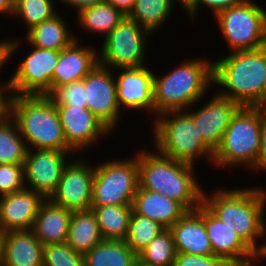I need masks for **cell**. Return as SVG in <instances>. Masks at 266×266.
Listing matches in <instances>:
<instances>
[{
	"mask_svg": "<svg viewBox=\"0 0 266 266\" xmlns=\"http://www.w3.org/2000/svg\"><path fill=\"white\" fill-rule=\"evenodd\" d=\"M155 118L153 142L159 153L193 166L195 158L203 155L213 161V151L202 141L185 110L163 112Z\"/></svg>",
	"mask_w": 266,
	"mask_h": 266,
	"instance_id": "obj_7",
	"label": "cell"
},
{
	"mask_svg": "<svg viewBox=\"0 0 266 266\" xmlns=\"http://www.w3.org/2000/svg\"><path fill=\"white\" fill-rule=\"evenodd\" d=\"M94 170L84 159L69 161L50 200L72 212L91 209Z\"/></svg>",
	"mask_w": 266,
	"mask_h": 266,
	"instance_id": "obj_14",
	"label": "cell"
},
{
	"mask_svg": "<svg viewBox=\"0 0 266 266\" xmlns=\"http://www.w3.org/2000/svg\"><path fill=\"white\" fill-rule=\"evenodd\" d=\"M133 266H153L140 260L138 257L135 259Z\"/></svg>",
	"mask_w": 266,
	"mask_h": 266,
	"instance_id": "obj_48",
	"label": "cell"
},
{
	"mask_svg": "<svg viewBox=\"0 0 266 266\" xmlns=\"http://www.w3.org/2000/svg\"><path fill=\"white\" fill-rule=\"evenodd\" d=\"M221 35L232 52L266 46V11L251 0L215 15Z\"/></svg>",
	"mask_w": 266,
	"mask_h": 266,
	"instance_id": "obj_8",
	"label": "cell"
},
{
	"mask_svg": "<svg viewBox=\"0 0 266 266\" xmlns=\"http://www.w3.org/2000/svg\"><path fill=\"white\" fill-rule=\"evenodd\" d=\"M5 237L6 232L0 228V266H2L3 262Z\"/></svg>",
	"mask_w": 266,
	"mask_h": 266,
	"instance_id": "obj_46",
	"label": "cell"
},
{
	"mask_svg": "<svg viewBox=\"0 0 266 266\" xmlns=\"http://www.w3.org/2000/svg\"><path fill=\"white\" fill-rule=\"evenodd\" d=\"M43 266H84V257L67 243L48 244L43 246Z\"/></svg>",
	"mask_w": 266,
	"mask_h": 266,
	"instance_id": "obj_35",
	"label": "cell"
},
{
	"mask_svg": "<svg viewBox=\"0 0 266 266\" xmlns=\"http://www.w3.org/2000/svg\"><path fill=\"white\" fill-rule=\"evenodd\" d=\"M176 253L213 255L204 223V204L194 211H187L170 228Z\"/></svg>",
	"mask_w": 266,
	"mask_h": 266,
	"instance_id": "obj_20",
	"label": "cell"
},
{
	"mask_svg": "<svg viewBox=\"0 0 266 266\" xmlns=\"http://www.w3.org/2000/svg\"><path fill=\"white\" fill-rule=\"evenodd\" d=\"M32 150L28 149L24 161V179L27 180L25 187L40 194L44 199H50L57 190L64 168L68 165L65 158H68L72 151Z\"/></svg>",
	"mask_w": 266,
	"mask_h": 266,
	"instance_id": "obj_12",
	"label": "cell"
},
{
	"mask_svg": "<svg viewBox=\"0 0 266 266\" xmlns=\"http://www.w3.org/2000/svg\"><path fill=\"white\" fill-rule=\"evenodd\" d=\"M177 2L182 4L181 6H183V8L185 9V11L187 12L192 5L195 3L196 0H172V2Z\"/></svg>",
	"mask_w": 266,
	"mask_h": 266,
	"instance_id": "obj_47",
	"label": "cell"
},
{
	"mask_svg": "<svg viewBox=\"0 0 266 266\" xmlns=\"http://www.w3.org/2000/svg\"><path fill=\"white\" fill-rule=\"evenodd\" d=\"M164 229L158 222L132 211L124 241L138 255Z\"/></svg>",
	"mask_w": 266,
	"mask_h": 266,
	"instance_id": "obj_33",
	"label": "cell"
},
{
	"mask_svg": "<svg viewBox=\"0 0 266 266\" xmlns=\"http://www.w3.org/2000/svg\"><path fill=\"white\" fill-rule=\"evenodd\" d=\"M67 146L74 152L93 146L111 131L88 108L56 105Z\"/></svg>",
	"mask_w": 266,
	"mask_h": 266,
	"instance_id": "obj_17",
	"label": "cell"
},
{
	"mask_svg": "<svg viewBox=\"0 0 266 266\" xmlns=\"http://www.w3.org/2000/svg\"><path fill=\"white\" fill-rule=\"evenodd\" d=\"M103 240H125L132 205L91 206Z\"/></svg>",
	"mask_w": 266,
	"mask_h": 266,
	"instance_id": "obj_28",
	"label": "cell"
},
{
	"mask_svg": "<svg viewBox=\"0 0 266 266\" xmlns=\"http://www.w3.org/2000/svg\"><path fill=\"white\" fill-rule=\"evenodd\" d=\"M24 188V164H0V197Z\"/></svg>",
	"mask_w": 266,
	"mask_h": 266,
	"instance_id": "obj_37",
	"label": "cell"
},
{
	"mask_svg": "<svg viewBox=\"0 0 266 266\" xmlns=\"http://www.w3.org/2000/svg\"><path fill=\"white\" fill-rule=\"evenodd\" d=\"M49 97L55 105L87 108L86 89L83 79L57 87Z\"/></svg>",
	"mask_w": 266,
	"mask_h": 266,
	"instance_id": "obj_36",
	"label": "cell"
},
{
	"mask_svg": "<svg viewBox=\"0 0 266 266\" xmlns=\"http://www.w3.org/2000/svg\"><path fill=\"white\" fill-rule=\"evenodd\" d=\"M32 47V52L10 78L9 95L49 96L52 93V78L61 50Z\"/></svg>",
	"mask_w": 266,
	"mask_h": 266,
	"instance_id": "obj_11",
	"label": "cell"
},
{
	"mask_svg": "<svg viewBox=\"0 0 266 266\" xmlns=\"http://www.w3.org/2000/svg\"><path fill=\"white\" fill-rule=\"evenodd\" d=\"M263 118L260 107L241 106L213 152L212 163L220 167L244 165L254 170L259 156Z\"/></svg>",
	"mask_w": 266,
	"mask_h": 266,
	"instance_id": "obj_6",
	"label": "cell"
},
{
	"mask_svg": "<svg viewBox=\"0 0 266 266\" xmlns=\"http://www.w3.org/2000/svg\"><path fill=\"white\" fill-rule=\"evenodd\" d=\"M103 238L92 209L72 213L66 243L77 253L85 254Z\"/></svg>",
	"mask_w": 266,
	"mask_h": 266,
	"instance_id": "obj_25",
	"label": "cell"
},
{
	"mask_svg": "<svg viewBox=\"0 0 266 266\" xmlns=\"http://www.w3.org/2000/svg\"><path fill=\"white\" fill-rule=\"evenodd\" d=\"M259 107L263 112L264 118L266 119V99L262 102V104Z\"/></svg>",
	"mask_w": 266,
	"mask_h": 266,
	"instance_id": "obj_49",
	"label": "cell"
},
{
	"mask_svg": "<svg viewBox=\"0 0 266 266\" xmlns=\"http://www.w3.org/2000/svg\"><path fill=\"white\" fill-rule=\"evenodd\" d=\"M7 113L0 119V164H24L29 146Z\"/></svg>",
	"mask_w": 266,
	"mask_h": 266,
	"instance_id": "obj_30",
	"label": "cell"
},
{
	"mask_svg": "<svg viewBox=\"0 0 266 266\" xmlns=\"http://www.w3.org/2000/svg\"><path fill=\"white\" fill-rule=\"evenodd\" d=\"M45 199L24 188L0 197V228L5 232L31 230L39 207Z\"/></svg>",
	"mask_w": 266,
	"mask_h": 266,
	"instance_id": "obj_19",
	"label": "cell"
},
{
	"mask_svg": "<svg viewBox=\"0 0 266 266\" xmlns=\"http://www.w3.org/2000/svg\"><path fill=\"white\" fill-rule=\"evenodd\" d=\"M148 34L151 35L126 15L105 37L98 52V64L112 70L146 66L143 61Z\"/></svg>",
	"mask_w": 266,
	"mask_h": 266,
	"instance_id": "obj_10",
	"label": "cell"
},
{
	"mask_svg": "<svg viewBox=\"0 0 266 266\" xmlns=\"http://www.w3.org/2000/svg\"><path fill=\"white\" fill-rule=\"evenodd\" d=\"M61 3L67 4V6L76 7L79 12L81 9L85 7L95 6L97 4L104 3L105 0H60Z\"/></svg>",
	"mask_w": 266,
	"mask_h": 266,
	"instance_id": "obj_43",
	"label": "cell"
},
{
	"mask_svg": "<svg viewBox=\"0 0 266 266\" xmlns=\"http://www.w3.org/2000/svg\"><path fill=\"white\" fill-rule=\"evenodd\" d=\"M243 1L244 0H196L186 13L190 15L191 20H194L196 12L201 5L208 7L216 15L227 8L235 7L241 4Z\"/></svg>",
	"mask_w": 266,
	"mask_h": 266,
	"instance_id": "obj_39",
	"label": "cell"
},
{
	"mask_svg": "<svg viewBox=\"0 0 266 266\" xmlns=\"http://www.w3.org/2000/svg\"><path fill=\"white\" fill-rule=\"evenodd\" d=\"M72 211L45 199L38 210L32 231L43 245L66 243Z\"/></svg>",
	"mask_w": 266,
	"mask_h": 266,
	"instance_id": "obj_22",
	"label": "cell"
},
{
	"mask_svg": "<svg viewBox=\"0 0 266 266\" xmlns=\"http://www.w3.org/2000/svg\"><path fill=\"white\" fill-rule=\"evenodd\" d=\"M8 114L26 145L33 149L72 151L63 133L53 100L46 95H8Z\"/></svg>",
	"mask_w": 266,
	"mask_h": 266,
	"instance_id": "obj_4",
	"label": "cell"
},
{
	"mask_svg": "<svg viewBox=\"0 0 266 266\" xmlns=\"http://www.w3.org/2000/svg\"><path fill=\"white\" fill-rule=\"evenodd\" d=\"M2 266H43V245L32 230L6 232Z\"/></svg>",
	"mask_w": 266,
	"mask_h": 266,
	"instance_id": "obj_24",
	"label": "cell"
},
{
	"mask_svg": "<svg viewBox=\"0 0 266 266\" xmlns=\"http://www.w3.org/2000/svg\"><path fill=\"white\" fill-rule=\"evenodd\" d=\"M264 169L266 170V119L262 120L260 149L257 163L254 166V170Z\"/></svg>",
	"mask_w": 266,
	"mask_h": 266,
	"instance_id": "obj_41",
	"label": "cell"
},
{
	"mask_svg": "<svg viewBox=\"0 0 266 266\" xmlns=\"http://www.w3.org/2000/svg\"><path fill=\"white\" fill-rule=\"evenodd\" d=\"M53 0H14V16L20 17L27 30L57 15Z\"/></svg>",
	"mask_w": 266,
	"mask_h": 266,
	"instance_id": "obj_34",
	"label": "cell"
},
{
	"mask_svg": "<svg viewBox=\"0 0 266 266\" xmlns=\"http://www.w3.org/2000/svg\"><path fill=\"white\" fill-rule=\"evenodd\" d=\"M213 85L212 62L193 59L176 66L165 76L154 74V113L189 109Z\"/></svg>",
	"mask_w": 266,
	"mask_h": 266,
	"instance_id": "obj_5",
	"label": "cell"
},
{
	"mask_svg": "<svg viewBox=\"0 0 266 266\" xmlns=\"http://www.w3.org/2000/svg\"><path fill=\"white\" fill-rule=\"evenodd\" d=\"M115 80L119 106L154 113V72L146 66L119 68Z\"/></svg>",
	"mask_w": 266,
	"mask_h": 266,
	"instance_id": "obj_18",
	"label": "cell"
},
{
	"mask_svg": "<svg viewBox=\"0 0 266 266\" xmlns=\"http://www.w3.org/2000/svg\"><path fill=\"white\" fill-rule=\"evenodd\" d=\"M132 208L136 214L146 216L164 228H170L187 212L176 200L140 187L134 196Z\"/></svg>",
	"mask_w": 266,
	"mask_h": 266,
	"instance_id": "obj_23",
	"label": "cell"
},
{
	"mask_svg": "<svg viewBox=\"0 0 266 266\" xmlns=\"http://www.w3.org/2000/svg\"><path fill=\"white\" fill-rule=\"evenodd\" d=\"M174 266H232L226 259L216 255H190L176 253Z\"/></svg>",
	"mask_w": 266,
	"mask_h": 266,
	"instance_id": "obj_38",
	"label": "cell"
},
{
	"mask_svg": "<svg viewBox=\"0 0 266 266\" xmlns=\"http://www.w3.org/2000/svg\"><path fill=\"white\" fill-rule=\"evenodd\" d=\"M105 2L121 10L125 15H128L133 9L136 0H105Z\"/></svg>",
	"mask_w": 266,
	"mask_h": 266,
	"instance_id": "obj_44",
	"label": "cell"
},
{
	"mask_svg": "<svg viewBox=\"0 0 266 266\" xmlns=\"http://www.w3.org/2000/svg\"><path fill=\"white\" fill-rule=\"evenodd\" d=\"M11 80L0 85V119L8 113V98L6 93L9 92ZM5 93V94H4Z\"/></svg>",
	"mask_w": 266,
	"mask_h": 266,
	"instance_id": "obj_42",
	"label": "cell"
},
{
	"mask_svg": "<svg viewBox=\"0 0 266 266\" xmlns=\"http://www.w3.org/2000/svg\"><path fill=\"white\" fill-rule=\"evenodd\" d=\"M114 74L110 68L97 64L84 78L87 108L112 131L118 124L120 106Z\"/></svg>",
	"mask_w": 266,
	"mask_h": 266,
	"instance_id": "obj_13",
	"label": "cell"
},
{
	"mask_svg": "<svg viewBox=\"0 0 266 266\" xmlns=\"http://www.w3.org/2000/svg\"><path fill=\"white\" fill-rule=\"evenodd\" d=\"M139 187L137 156L95 166L91 206L132 205Z\"/></svg>",
	"mask_w": 266,
	"mask_h": 266,
	"instance_id": "obj_9",
	"label": "cell"
},
{
	"mask_svg": "<svg viewBox=\"0 0 266 266\" xmlns=\"http://www.w3.org/2000/svg\"><path fill=\"white\" fill-rule=\"evenodd\" d=\"M83 257L84 266H133L137 254L124 240H102Z\"/></svg>",
	"mask_w": 266,
	"mask_h": 266,
	"instance_id": "obj_27",
	"label": "cell"
},
{
	"mask_svg": "<svg viewBox=\"0 0 266 266\" xmlns=\"http://www.w3.org/2000/svg\"><path fill=\"white\" fill-rule=\"evenodd\" d=\"M68 28L63 18L57 14L29 29L25 36L26 42L42 49L63 50L76 39Z\"/></svg>",
	"mask_w": 266,
	"mask_h": 266,
	"instance_id": "obj_26",
	"label": "cell"
},
{
	"mask_svg": "<svg viewBox=\"0 0 266 266\" xmlns=\"http://www.w3.org/2000/svg\"><path fill=\"white\" fill-rule=\"evenodd\" d=\"M172 7V0H136L133 9L127 16L153 34L167 21Z\"/></svg>",
	"mask_w": 266,
	"mask_h": 266,
	"instance_id": "obj_31",
	"label": "cell"
},
{
	"mask_svg": "<svg viewBox=\"0 0 266 266\" xmlns=\"http://www.w3.org/2000/svg\"><path fill=\"white\" fill-rule=\"evenodd\" d=\"M14 12V0H0V13L13 15Z\"/></svg>",
	"mask_w": 266,
	"mask_h": 266,
	"instance_id": "obj_45",
	"label": "cell"
},
{
	"mask_svg": "<svg viewBox=\"0 0 266 266\" xmlns=\"http://www.w3.org/2000/svg\"><path fill=\"white\" fill-rule=\"evenodd\" d=\"M213 83L222 86L219 95L240 106L259 107L266 99V46L235 51L212 62Z\"/></svg>",
	"mask_w": 266,
	"mask_h": 266,
	"instance_id": "obj_2",
	"label": "cell"
},
{
	"mask_svg": "<svg viewBox=\"0 0 266 266\" xmlns=\"http://www.w3.org/2000/svg\"><path fill=\"white\" fill-rule=\"evenodd\" d=\"M20 41L18 40H2L0 41V69L15 55V50L18 49ZM4 64V65H3Z\"/></svg>",
	"mask_w": 266,
	"mask_h": 266,
	"instance_id": "obj_40",
	"label": "cell"
},
{
	"mask_svg": "<svg viewBox=\"0 0 266 266\" xmlns=\"http://www.w3.org/2000/svg\"><path fill=\"white\" fill-rule=\"evenodd\" d=\"M139 187L163 194L179 202L187 211L202 203L203 189L195 179V167L145 150L137 154Z\"/></svg>",
	"mask_w": 266,
	"mask_h": 266,
	"instance_id": "obj_3",
	"label": "cell"
},
{
	"mask_svg": "<svg viewBox=\"0 0 266 266\" xmlns=\"http://www.w3.org/2000/svg\"><path fill=\"white\" fill-rule=\"evenodd\" d=\"M202 203L222 222L234 225L241 240L262 259L266 254V242L258 244L256 241L266 236L264 189H224L209 196L203 190Z\"/></svg>",
	"mask_w": 266,
	"mask_h": 266,
	"instance_id": "obj_1",
	"label": "cell"
},
{
	"mask_svg": "<svg viewBox=\"0 0 266 266\" xmlns=\"http://www.w3.org/2000/svg\"><path fill=\"white\" fill-rule=\"evenodd\" d=\"M80 27L106 37L124 18L125 14L106 2L85 7L77 12Z\"/></svg>",
	"mask_w": 266,
	"mask_h": 266,
	"instance_id": "obj_29",
	"label": "cell"
},
{
	"mask_svg": "<svg viewBox=\"0 0 266 266\" xmlns=\"http://www.w3.org/2000/svg\"><path fill=\"white\" fill-rule=\"evenodd\" d=\"M241 106L218 93L196 112H186L202 141L214 152L235 112Z\"/></svg>",
	"mask_w": 266,
	"mask_h": 266,
	"instance_id": "obj_16",
	"label": "cell"
},
{
	"mask_svg": "<svg viewBox=\"0 0 266 266\" xmlns=\"http://www.w3.org/2000/svg\"><path fill=\"white\" fill-rule=\"evenodd\" d=\"M137 257L153 266H174L176 250L171 230L161 231Z\"/></svg>",
	"mask_w": 266,
	"mask_h": 266,
	"instance_id": "obj_32",
	"label": "cell"
},
{
	"mask_svg": "<svg viewBox=\"0 0 266 266\" xmlns=\"http://www.w3.org/2000/svg\"><path fill=\"white\" fill-rule=\"evenodd\" d=\"M76 39L60 51L52 78V92L59 86L82 80L97 64V50L79 46Z\"/></svg>",
	"mask_w": 266,
	"mask_h": 266,
	"instance_id": "obj_21",
	"label": "cell"
},
{
	"mask_svg": "<svg viewBox=\"0 0 266 266\" xmlns=\"http://www.w3.org/2000/svg\"><path fill=\"white\" fill-rule=\"evenodd\" d=\"M204 223L213 255L226 259L232 266H254L255 261H260L237 235L234 225L222 222L205 205Z\"/></svg>",
	"mask_w": 266,
	"mask_h": 266,
	"instance_id": "obj_15",
	"label": "cell"
}]
</instances>
